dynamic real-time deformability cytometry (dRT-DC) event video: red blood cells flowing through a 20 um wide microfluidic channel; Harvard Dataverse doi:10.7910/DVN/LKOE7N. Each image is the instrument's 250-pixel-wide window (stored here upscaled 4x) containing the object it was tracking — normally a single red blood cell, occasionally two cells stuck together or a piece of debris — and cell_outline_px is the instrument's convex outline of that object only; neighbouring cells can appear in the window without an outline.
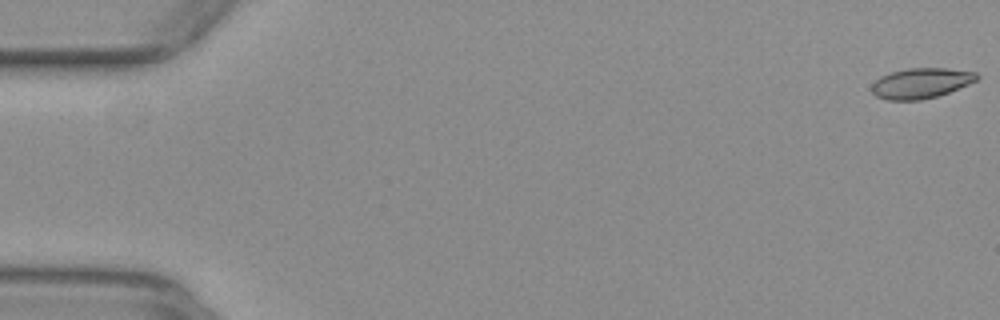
{"species": "common noctule bat (a hibernating species)", "species_latin": "Nyctalus noctula", "temperature_condition": "warm", "stored_images_in_passage": 12, "camera_frame_rate_fps": 3000, "um_per_image_px": 0.085, "animal": {"sex": "female", "body_mass_g": 29.2, "forearm_length_mm": 56.3}, "frame": {"image": 1, "passage_image": 1, "time_ms": 0.0, "image_size_px": [1000, 320], "cell_outline_px": [[980, 76], [976, 80], [968, 84], [948, 92], [936, 96], [920, 100], [888, 100], [876, 96], [872, 92], [872, 84], [880, 76], [892, 72], [908, 68], [948, 68], [976, 72]], "centroid_in_image_um": [78.28, 7.06], "position_along_channel_um": 6.7, "area_um2": 18.44}}